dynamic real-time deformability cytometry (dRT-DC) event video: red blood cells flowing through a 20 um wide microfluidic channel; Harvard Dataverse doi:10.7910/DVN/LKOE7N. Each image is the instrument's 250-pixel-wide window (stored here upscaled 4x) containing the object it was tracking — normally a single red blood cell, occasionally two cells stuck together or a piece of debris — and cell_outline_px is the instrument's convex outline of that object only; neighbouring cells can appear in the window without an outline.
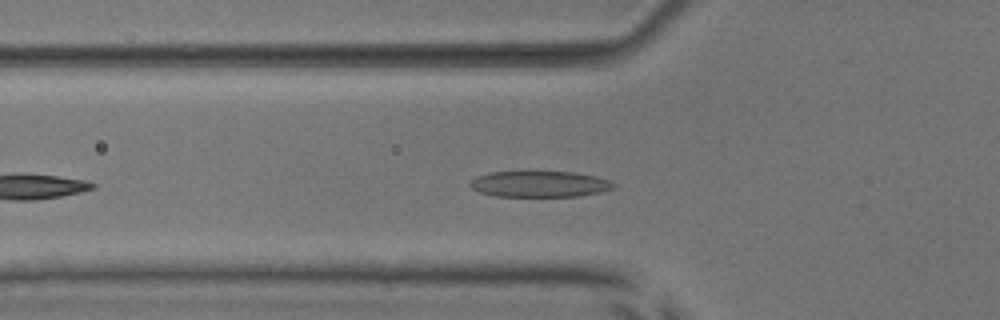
{"species": "common noctule bat (a hibernating species)", "species_latin": "Nyctalus noctula", "temperature_condition": "room temperature", "stored_images_in_passage": 41, "camera_frame_rate_fps": 3000, "um_per_image_px": 0.085, "animal": {"sex": "male", "body_mass_g": 17.9, "forearm_length_mm": 54.2}, "frame": {"image": 1, "passage_image": 8, "time_ms": 2.333, "image_size_px": [1000, 320], "cell_outline_px": [[616, 188], [600, 192], [580, 196], [496, 196], [480, 192], [472, 188], [468, 184], [476, 176], [492, 172], [576, 172], [596, 176], [612, 180], [616, 184]], "centroid_in_image_um": [45.93, 15.64], "position_along_channel_um": 79.9, "area_um2": 21.85}}
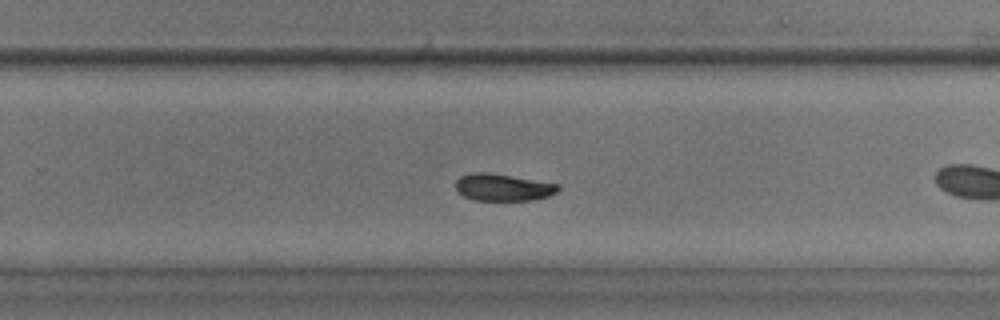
{"frame": {"image": 2, "passage_image": 21, "time_ms": 6.667, "image_size_px": [1000, 320], "cell_outline_px": [[560, 188], [556, 192], [548, 196], [532, 200], [476, 200], [464, 196], [456, 188], [456, 180], [460, 176], [472, 172], [484, 172], [560, 184]], "centroid_in_image_um": [42.75, 15.92], "position_along_channel_um": 287.0, "area_um2": 15.9}}
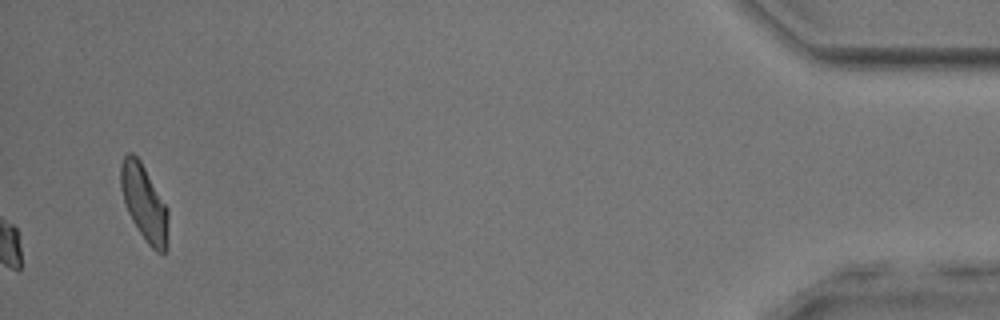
{"frame": {"image": 3, "passage_image": 41, "time_ms": 13.333, "image_size_px": [1000, 320], "cell_outline_px": [[168, 216], [164, 256], [156, 252], [148, 244], [132, 220], [128, 212], [120, 188], [120, 164], [124, 156], [128, 152], [132, 152], [140, 160], [168, 208]], "centroid_in_image_um": [12.24, 17.21], "position_along_channel_um": 423.0, "area_um2": 20.75}, "authors_computed_cell_mechanics": {"area_um2": 16.8198, "velocity_mm_per_s": 3.8317, "shape_relaxation_time_tau1_ms": 1.8106, "shape_relaxation_time_tau2_ms": 1.5323, "deformation_change_tau1": 0.1209, "deformation_change_tau2": 0.0673}}